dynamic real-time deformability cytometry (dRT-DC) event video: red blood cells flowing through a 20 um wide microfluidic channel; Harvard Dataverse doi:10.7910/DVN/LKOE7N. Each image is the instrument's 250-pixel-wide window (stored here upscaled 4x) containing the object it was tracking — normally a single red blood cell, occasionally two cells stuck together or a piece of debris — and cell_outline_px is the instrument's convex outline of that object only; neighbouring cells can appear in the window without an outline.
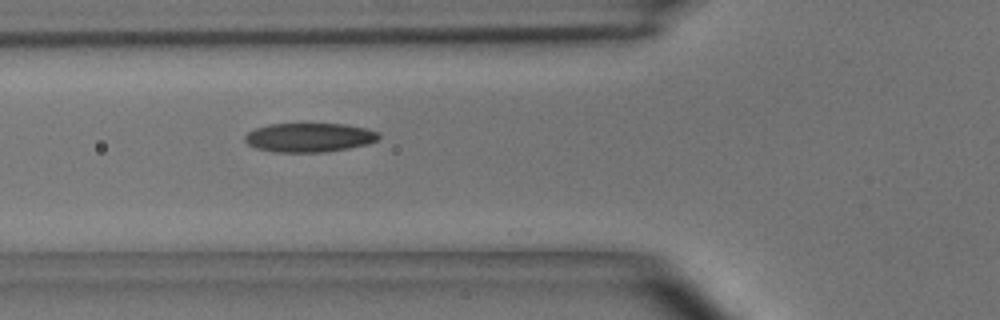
{"species": "common noctule bat (a hibernating species)", "species_latin": "Nyctalus noctula", "temperature_condition": "room temperature", "stored_images_in_passage": 35, "camera_frame_rate_fps": 3000, "um_per_image_px": 0.085, "animal": {"sex": "male", "body_mass_g": 15.6}, "frame": {"image": 1, "passage_image": 8, "time_ms": 2.333, "image_size_px": [1000, 320], "cell_outline_px": [[380, 136], [376, 140], [368, 144], [328, 152], [272, 152], [256, 148], [248, 144], [244, 140], [244, 136], [248, 132], [256, 128], [272, 124], [344, 124], [368, 128], [380, 132]], "centroid_in_image_um": [26.31, 11.69], "position_along_channel_um": 99.5, "area_um2": 22.77}}